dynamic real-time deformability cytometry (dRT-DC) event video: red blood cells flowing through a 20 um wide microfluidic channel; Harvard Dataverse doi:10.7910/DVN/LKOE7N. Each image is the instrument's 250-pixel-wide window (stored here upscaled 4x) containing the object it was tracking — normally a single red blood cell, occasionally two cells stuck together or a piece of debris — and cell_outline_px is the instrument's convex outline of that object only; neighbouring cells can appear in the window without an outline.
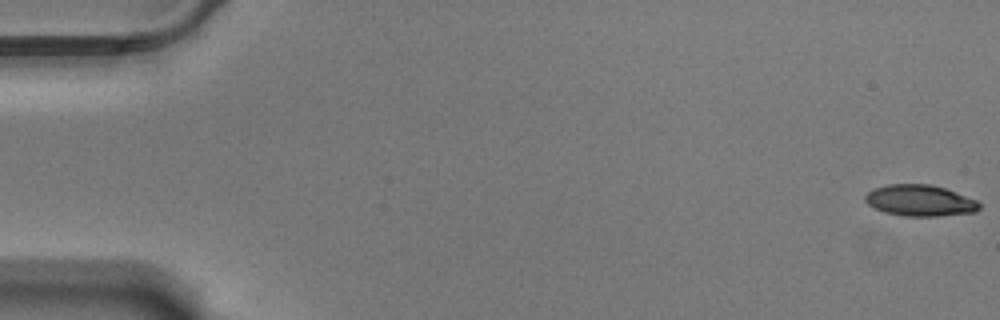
{"species": "Egyptian fruit bat (a non-hibernating species)", "species_latin": "Rousettus aegyptiacus", "temperature_condition": "warm", "stored_images_in_passage": 59, "camera_frame_rate_fps": 3000, "um_per_image_px": 0.085, "animal": {"sex": "male"}, "frame": {"image": 1, "passage_image": 1, "time_ms": 0.0, "image_size_px": [1000, 320], "cell_outline_px": [[980, 208], [976, 212], [936, 216], [904, 216], [884, 212], [868, 204], [864, 200], [864, 196], [868, 192], [876, 188], [888, 184], [932, 184], [956, 192], [976, 200], [980, 204]], "centroid_in_image_um": [78.2, 17.04], "position_along_channel_um": 6.8, "area_um2": 20.69}}
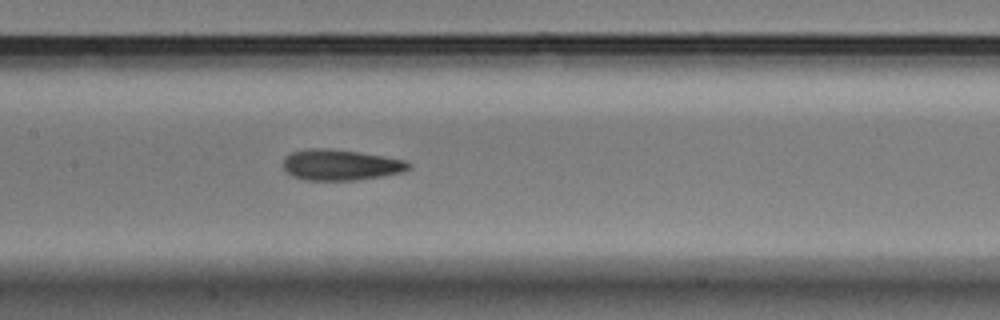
{"frame": {"image": 2, "passage_image": 29, "time_ms": 9.333, "image_size_px": [1000, 320], "cell_outline_px": [[412, 168], [404, 172], [384, 176], [356, 180], [304, 180], [292, 176], [284, 168], [284, 156], [292, 152], [308, 148], [324, 148], [360, 152], [408, 160], [412, 164]], "centroid_in_image_um": [29.01, 14.01], "position_along_channel_um": 178.4, "area_um2": 22.83}}
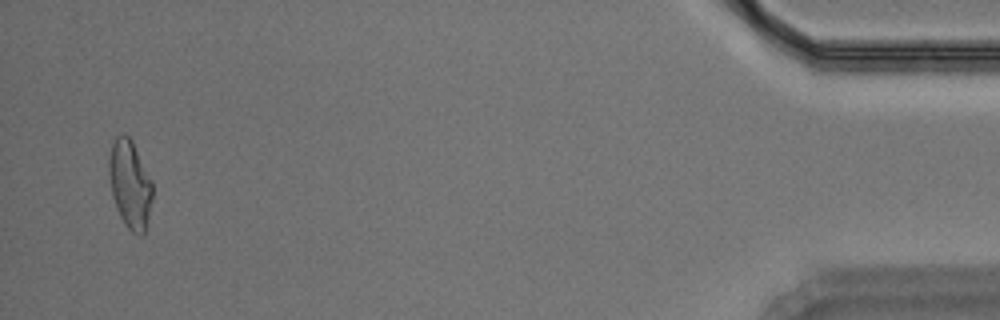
{"frame": {"image": 3, "passage_image": 57, "time_ms": 18.667, "image_size_px": [1000, 320], "cell_outline_px": [[152, 200], [144, 232], [140, 236], [132, 232], [124, 224], [116, 208], [112, 196], [108, 172], [108, 160], [112, 144], [116, 136], [128, 136], [132, 140], [152, 180]], "centroid_in_image_um": [11.04, 15.67], "position_along_channel_um": 424.2, "area_um2": 22.25}, "authors_computed_cell_mechanics": {"area_um2": 22.1374, "velocity_mm_per_s": 3.4954, "shape_relaxation_time_tau1_ms": 10.9296, "shape_relaxation_time_tau2_ms": 2.5891, "deformation_change_tau1": 0.2412, "deformation_change_tau2": 0.1073}}